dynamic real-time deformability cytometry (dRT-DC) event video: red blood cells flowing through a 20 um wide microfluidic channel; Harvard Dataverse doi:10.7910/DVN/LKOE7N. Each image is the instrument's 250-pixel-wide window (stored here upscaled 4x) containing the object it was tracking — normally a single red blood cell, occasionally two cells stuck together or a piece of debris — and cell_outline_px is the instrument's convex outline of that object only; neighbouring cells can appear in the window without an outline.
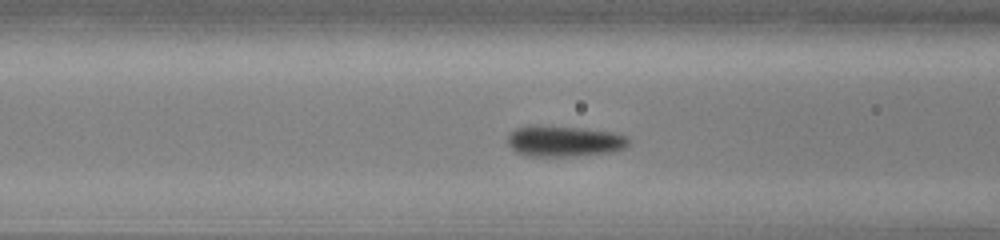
{"species": "common noctule bat (a hibernating species)", "species_latin": "Nyctalus noctula", "temperature_condition": "cold", "stored_images_in_passage": 38, "camera_frame_rate_fps": 3000, "um_per_image_px": 0.085, "animal": {"sex": "male", "body_mass_g": 13.0, "forearm_length_mm": 53.1}, "frame": {"image": 1, "passage_image": 5, "time_ms": 1.333, "image_size_px": [1000, 240], "cell_outline_px": [[628, 144], [624, 148], [612, 152], [576, 156], [524, 156], [516, 152], [508, 144], [508, 136], [516, 128], [524, 124], [540, 124], [584, 128], [612, 132], [628, 136]], "centroid_in_image_um": [47.91, 11.98], "position_along_channel_um": 118.7, "area_um2": 22.25}}
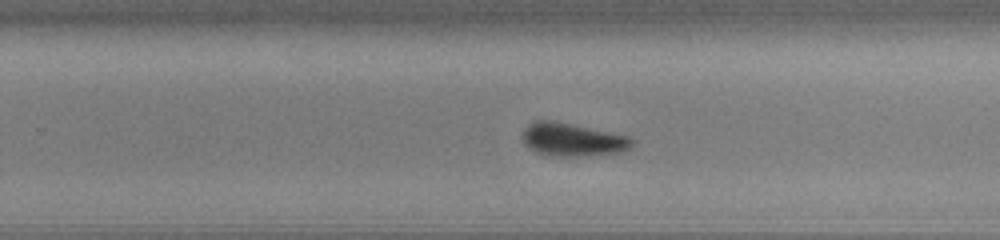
{"frame": {"image": 2, "passage_image": 18, "time_ms": 5.667, "image_size_px": [1000, 240], "cell_outline_px": [[636, 140], [624, 152], [580, 156], [544, 156], [536, 152], [524, 144], [524, 128], [528, 124], [536, 120], [552, 120], [572, 124], [628, 136]], "centroid_in_image_um": [48.65, 11.87], "position_along_channel_um": 281.1, "area_um2": 21.15}}
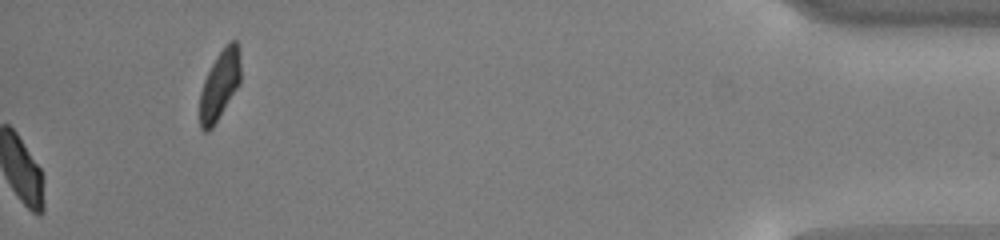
{"frame": {"image": 3, "passage_image": 38, "time_ms": 12.333, "image_size_px": [1000, 240], "cell_outline_px": [[240, 84], [212, 128], [208, 132], [204, 132], [200, 128], [200, 92], [204, 80], [216, 56], [228, 40], [236, 40], [240, 44]], "centroid_in_image_um": [18.69, 7.18], "position_along_channel_um": 416.5, "area_um2": 16.7}, "authors_computed_cell_mechanics": {"area_um2": 21.1259, "velocity_mm_per_s": 3.7581, "shape_relaxation_time_tau1_ms": 1.7922, "shape_relaxation_time_tau2_ms": null, "deformation_change_tau1": 0.077, "deformation_change_tau2": null}}